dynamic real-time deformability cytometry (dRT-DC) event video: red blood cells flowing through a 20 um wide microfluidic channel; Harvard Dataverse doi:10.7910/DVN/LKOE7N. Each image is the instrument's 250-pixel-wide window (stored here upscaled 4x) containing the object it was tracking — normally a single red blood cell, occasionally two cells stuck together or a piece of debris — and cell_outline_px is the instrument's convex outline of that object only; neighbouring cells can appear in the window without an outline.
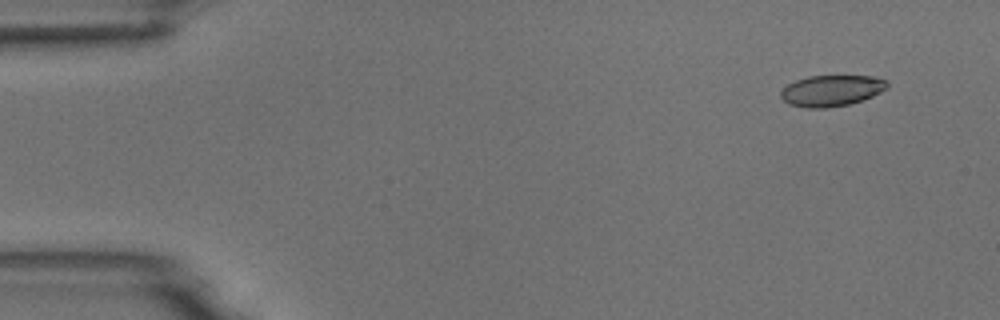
{"species": "common noctule bat (a hibernating species)", "species_latin": "Nyctalus noctula", "temperature_condition": "room temperature", "stored_images_in_passage": 4, "camera_frame_rate_fps": 3000, "um_per_image_px": 0.085, "animal": {"sex": "male", "body_mass_g": 18.8}, "frame": {"image": 1, "passage_image": 1, "time_ms": 0.0, "image_size_px": [1000, 320], "cell_outline_px": [[888, 88], [872, 96], [848, 104], [828, 108], [808, 108], [788, 104], [780, 96], [780, 92], [788, 84], [796, 80], [808, 76], [872, 76], [888, 80]], "centroid_in_image_um": [70.68, 7.7], "position_along_channel_um": 14.3, "area_um2": 19.25}}
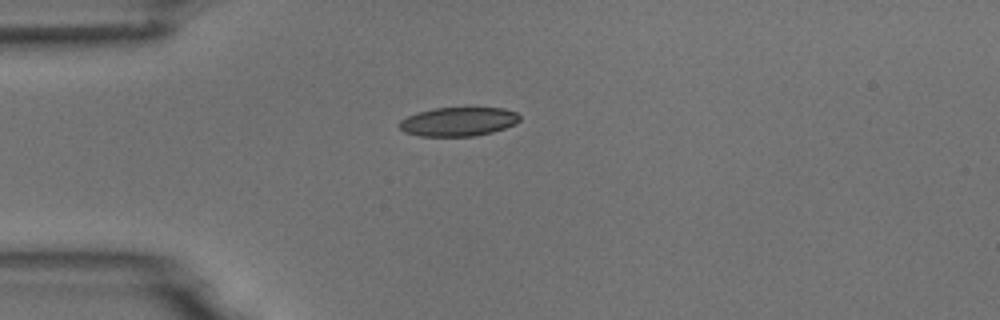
{"frame": {"image": 2, "passage_image": 4, "time_ms": 3.333, "image_size_px": [1000, 320], "cell_outline_px": [[520, 120], [516, 124], [492, 132], [476, 136], [420, 136], [404, 132], [396, 124], [400, 120], [416, 112], [432, 108], [504, 108], [516, 112], [520, 116]], "centroid_in_image_um": [38.94, 10.34], "position_along_channel_um": 46.1, "area_um2": 20.46}}